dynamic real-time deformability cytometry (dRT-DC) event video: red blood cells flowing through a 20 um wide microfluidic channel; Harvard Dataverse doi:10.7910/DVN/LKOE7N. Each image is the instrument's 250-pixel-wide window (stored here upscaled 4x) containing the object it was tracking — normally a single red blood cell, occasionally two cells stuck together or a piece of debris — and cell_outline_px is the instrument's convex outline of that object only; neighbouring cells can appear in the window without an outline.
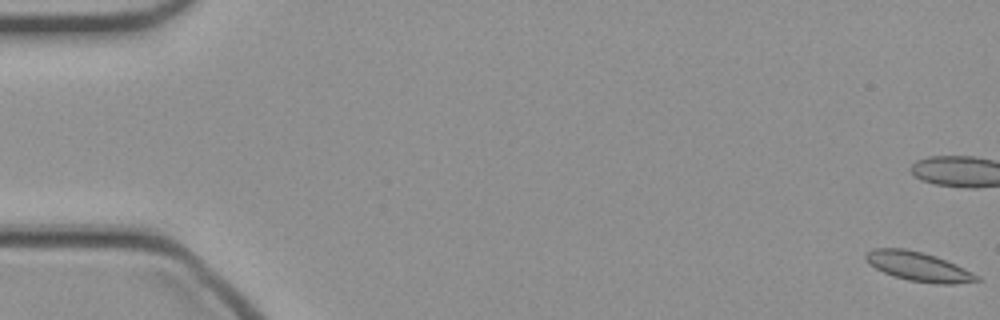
{"species": "common noctule bat (a hibernating species)", "species_latin": "Nyctalus noctula", "temperature_condition": "cold", "stored_images_in_passage": 49, "camera_frame_rate_fps": 3000, "um_per_image_px": 0.085, "animal": {"sex": "female", "body_mass_g": 21.9}, "frame": {"image": 1, "passage_image": 1, "time_ms": 0.0, "image_size_px": [1000, 320], "cell_outline_px": [[980, 280], [952, 284], [936, 284], [908, 280], [884, 272], [868, 264], [864, 260], [864, 252], [872, 248], [904, 248], [936, 256], [956, 264], [980, 276]], "centroid_in_image_um": [78.02, 22.64], "position_along_channel_um": 7.0, "area_um2": 18.9}}